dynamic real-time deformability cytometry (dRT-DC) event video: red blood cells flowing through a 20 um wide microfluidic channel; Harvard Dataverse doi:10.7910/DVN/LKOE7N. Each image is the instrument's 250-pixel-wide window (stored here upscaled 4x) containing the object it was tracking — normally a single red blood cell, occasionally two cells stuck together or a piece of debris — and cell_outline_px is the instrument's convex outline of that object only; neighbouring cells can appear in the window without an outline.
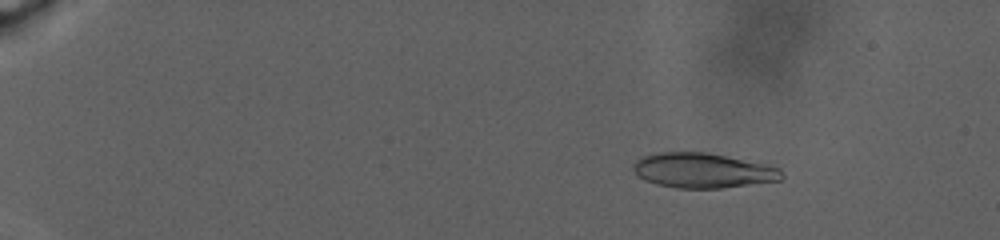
{"species": "human", "species_latin": "Homo sapiens", "temperature_condition": "warm", "stored_images_in_passage": 64, "camera_frame_rate_fps": 3000, "um_per_image_px": 0.085, "donor": {"sex": "male"}, "frame": {"image": 1, "passage_image": 15, "time_ms": 5.333, "image_size_px": [1000, 240], "cell_outline_px": [[784, 176], [780, 180], [720, 188], [676, 188], [656, 184], [644, 180], [632, 168], [632, 164], [640, 156], [660, 152], [704, 152], [764, 164], [780, 168]], "centroid_in_image_um": [59.69, 14.49], "position_along_channel_um": 25.3, "area_um2": 29.94}}
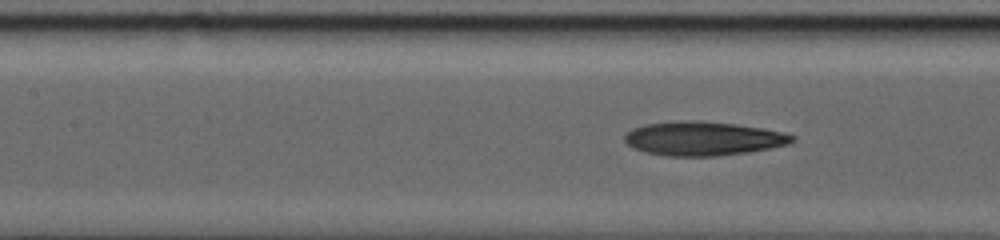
{"frame": {"image": 2, "passage_image": 44, "time_ms": 17.0, "image_size_px": [1000, 240], "cell_outline_px": [[796, 140], [788, 144], [772, 148], [748, 152], [716, 156], [664, 156], [644, 152], [632, 148], [624, 140], [624, 136], [632, 128], [644, 124], [680, 120], [696, 120], [736, 124], [764, 128], [784, 132], [796, 136]], "centroid_in_image_um": [59.77, 11.77], "position_along_channel_um": 147.6, "area_um2": 33.58}}
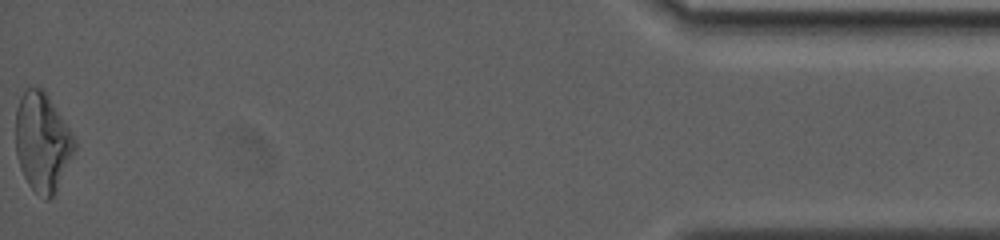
{"frame": {"image": 3, "passage_image": 64, "time_ms": 33.0, "image_size_px": [1000, 240], "cell_outline_px": [[76, 148], [56, 192], [48, 200], [44, 200], [28, 184], [20, 168], [16, 156], [16, 108], [20, 96], [24, 88], [44, 88], [72, 132], [76, 140]], "centroid_in_image_um": [3.6, 12.06], "position_along_channel_um": 431.6, "area_um2": 34.22}, "authors_computed_cell_mechanics": {"area_um2": 31.7611, "velocity_mm_per_s": 2.2454, "shape_relaxation_time_tau1_ms": null, "shape_relaxation_time_tau2_ms": 5.075, "deformation_change_tau1": null, "deformation_change_tau2": 0.1006}}